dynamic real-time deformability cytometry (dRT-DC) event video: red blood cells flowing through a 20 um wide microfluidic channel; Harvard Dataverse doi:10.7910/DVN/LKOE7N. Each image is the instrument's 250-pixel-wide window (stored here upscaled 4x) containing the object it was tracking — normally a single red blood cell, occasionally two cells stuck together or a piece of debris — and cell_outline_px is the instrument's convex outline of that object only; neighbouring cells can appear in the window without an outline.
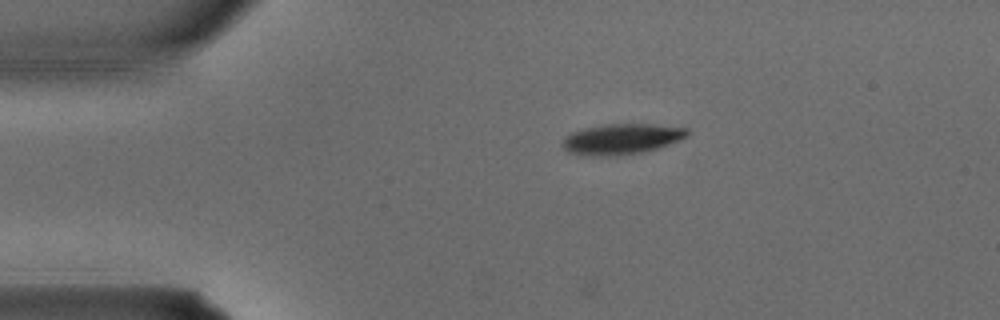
{"species": "common noctule bat (a hibernating species)", "species_latin": "Nyctalus noctula", "temperature_condition": "warm", "stored_images_in_passage": 2, "camera_frame_rate_fps": 3000, "um_per_image_px": 0.085, "animal": {"sex": "male", "body_mass_g": 15.6}, "frame": {"image": 1, "passage_image": 1, "time_ms": 0.0, "image_size_px": [1000, 320], "cell_outline_px": [[688, 136], [680, 140], [644, 152], [616, 156], [588, 156], [568, 152], [560, 144], [564, 136], [572, 132], [584, 128], [604, 124], [652, 124], [688, 128]], "centroid_in_image_um": [52.79, 11.82], "position_along_channel_um": 32.2, "area_um2": 22.43}}
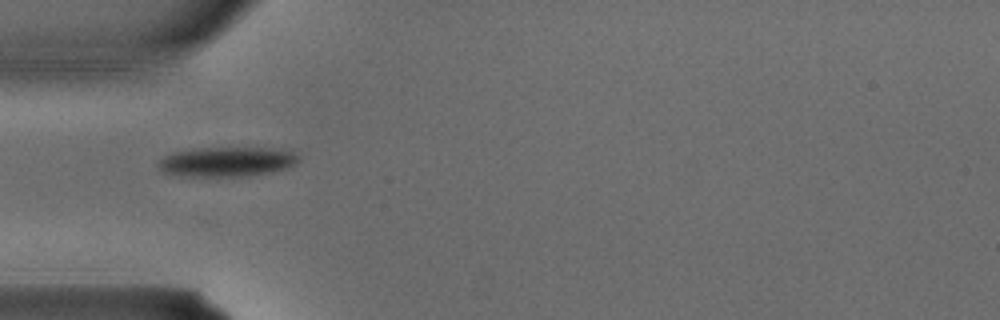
{"frame": {"image": 2, "passage_image": 2, "time_ms": 0.333, "image_size_px": [1000, 320], "cell_outline_px": [[300, 160], [288, 168], [272, 172], [252, 176], [216, 180], [172, 176], [160, 172], [156, 164], [156, 160], [172, 152], [192, 148], [264, 148], [292, 152], [300, 156]], "centroid_in_image_um": [19.13, 13.82], "position_along_channel_um": 65.9, "area_um2": 25.89}}